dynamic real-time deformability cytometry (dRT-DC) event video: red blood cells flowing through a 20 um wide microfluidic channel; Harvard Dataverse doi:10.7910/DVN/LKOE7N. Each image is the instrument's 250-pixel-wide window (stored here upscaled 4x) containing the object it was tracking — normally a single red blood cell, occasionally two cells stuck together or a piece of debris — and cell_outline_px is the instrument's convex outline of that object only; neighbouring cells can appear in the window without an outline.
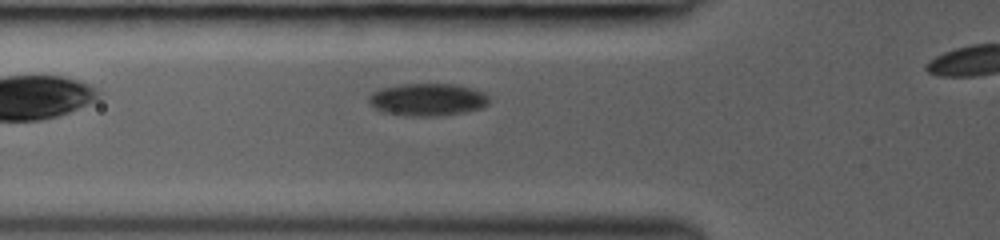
{"species": "common noctule bat (a hibernating species)", "species_latin": "Nyctalus noctula", "temperature_condition": "room temperature", "stored_images_in_passage": 6, "camera_frame_rate_fps": 3000, "um_per_image_px": 0.085, "animal": {"sex": "female", "body_mass_g": 19.0, "forearm_length_mm": 53.3}, "frame": {"image": 1, "passage_image": 4, "time_ms": 2.667, "image_size_px": [1000, 240], "cell_outline_px": [[488, 104], [484, 108], [464, 112], [436, 116], [408, 116], [384, 112], [376, 108], [368, 100], [368, 96], [372, 92], [380, 88], [404, 84], [460, 84], [484, 92], [488, 96]], "centroid_in_image_um": [36.38, 8.46], "position_along_channel_um": 89.4, "area_um2": 22.83}}